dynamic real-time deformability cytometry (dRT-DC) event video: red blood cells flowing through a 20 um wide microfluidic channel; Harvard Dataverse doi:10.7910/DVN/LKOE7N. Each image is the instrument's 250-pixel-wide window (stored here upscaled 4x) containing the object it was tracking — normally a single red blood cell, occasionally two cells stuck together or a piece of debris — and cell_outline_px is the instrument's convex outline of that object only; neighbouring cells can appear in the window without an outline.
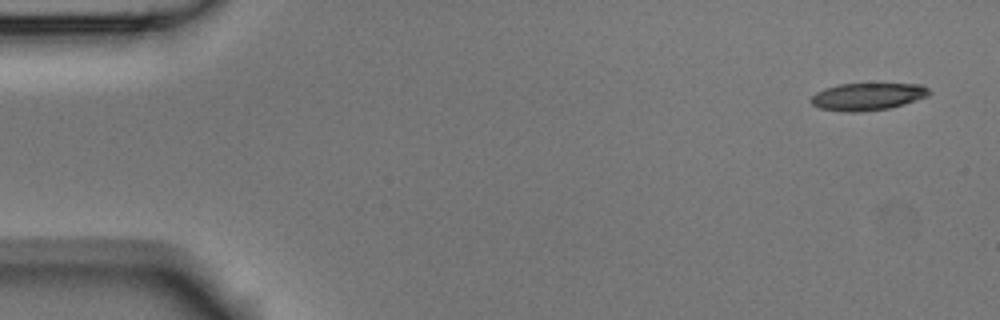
{"species": "Egyptian fruit bat (a non-hibernating species)", "species_latin": "Rousettus aegyptiacus", "temperature_condition": "room temperature", "stored_images_in_passage": 10, "camera_frame_rate_fps": 3000, "um_per_image_px": 0.085, "animal": {"sex": "male"}, "frame": {"image": 1, "passage_image": 1, "time_ms": 0.0, "image_size_px": [1000, 320], "cell_outline_px": [[932, 92], [928, 96], [904, 104], [888, 108], [860, 112], [848, 112], [820, 108], [812, 104], [812, 96], [816, 92], [824, 88], [840, 84], [920, 84], [928, 88]], "centroid_in_image_um": [73.76, 8.2], "position_along_channel_um": 11.2, "area_um2": 18.67}}
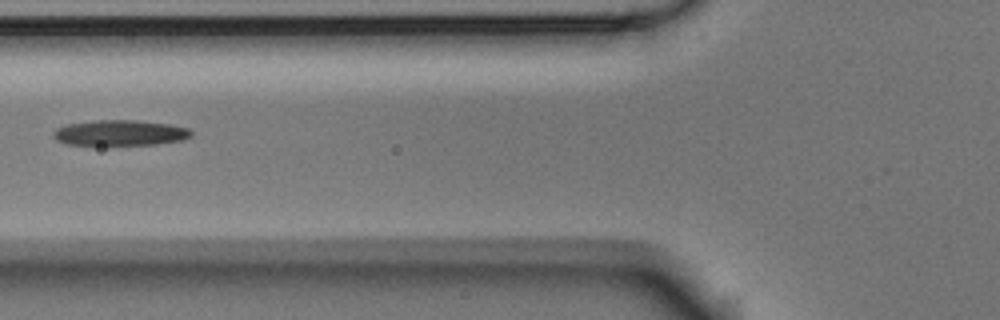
{"frame": {"image": 2, "passage_image": 6, "time_ms": 1.667, "image_size_px": [1000, 320], "cell_outline_px": [[192, 136], [184, 140], [156, 144], [68, 144], [56, 140], [52, 136], [52, 132], [56, 128], [68, 124], [96, 120], [140, 120], [172, 124], [188, 128], [192, 132]], "centroid_in_image_um": [10.24, 11.27], "position_along_channel_um": 115.6, "area_um2": 20.52}}
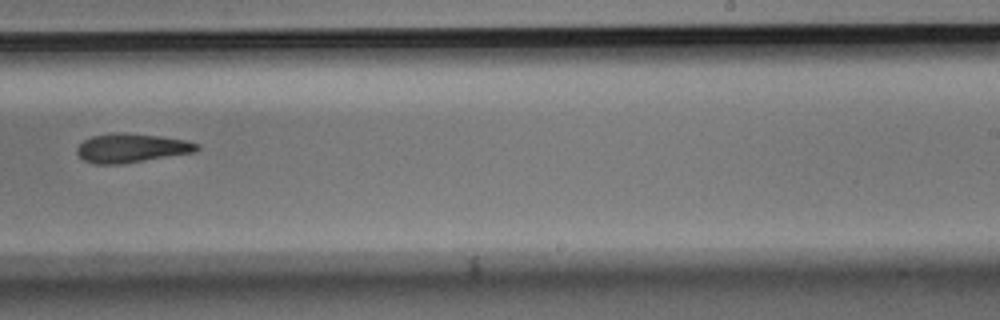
{"frame": {"image": 3, "passage_image": 10, "time_ms": 3.0, "image_size_px": [1000, 320], "cell_outline_px": [[200, 148], [196, 152], [120, 164], [92, 164], [84, 160], [76, 152], [76, 148], [84, 140], [92, 136], [112, 132], [124, 132], [160, 136], [184, 140], [200, 144]], "centroid_in_image_um": [11.17, 12.58], "position_along_channel_um": 277.8, "area_um2": 20.35}}